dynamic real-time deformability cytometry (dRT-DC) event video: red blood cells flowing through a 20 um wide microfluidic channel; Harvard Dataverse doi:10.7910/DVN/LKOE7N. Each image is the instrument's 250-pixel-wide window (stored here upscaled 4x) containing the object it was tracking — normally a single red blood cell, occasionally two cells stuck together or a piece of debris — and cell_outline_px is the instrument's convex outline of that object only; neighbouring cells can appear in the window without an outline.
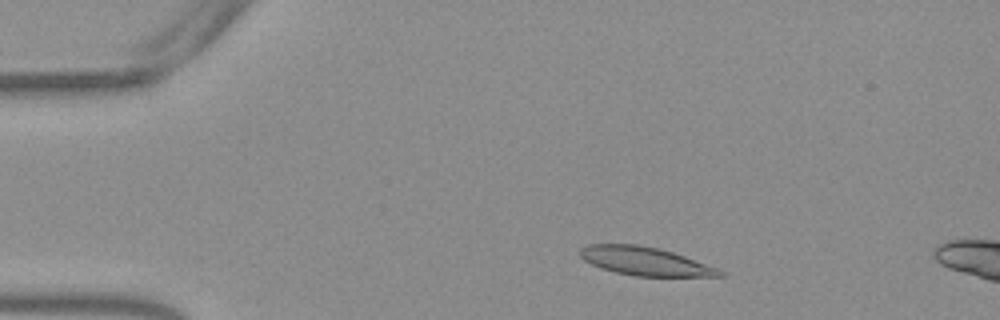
{"species": "Egyptian fruit bat (a non-hibernating species)", "species_latin": "Rousettus aegyptiacus", "temperature_condition": "warm", "stored_images_in_passage": 10, "camera_frame_rate_fps": 3000, "um_per_image_px": 0.085, "frame": {"image": 1, "passage_image": 4, "time_ms": 1.0, "image_size_px": [1000, 320], "cell_outline_px": [[724, 276], [636, 276], [616, 272], [600, 268], [584, 260], [580, 256], [580, 248], [588, 244], [636, 244], [656, 248], [672, 252], [684, 256], [716, 268], [724, 272]], "centroid_in_image_um": [54.78, 22.2], "position_along_channel_um": 30.2, "area_um2": 22.77}}